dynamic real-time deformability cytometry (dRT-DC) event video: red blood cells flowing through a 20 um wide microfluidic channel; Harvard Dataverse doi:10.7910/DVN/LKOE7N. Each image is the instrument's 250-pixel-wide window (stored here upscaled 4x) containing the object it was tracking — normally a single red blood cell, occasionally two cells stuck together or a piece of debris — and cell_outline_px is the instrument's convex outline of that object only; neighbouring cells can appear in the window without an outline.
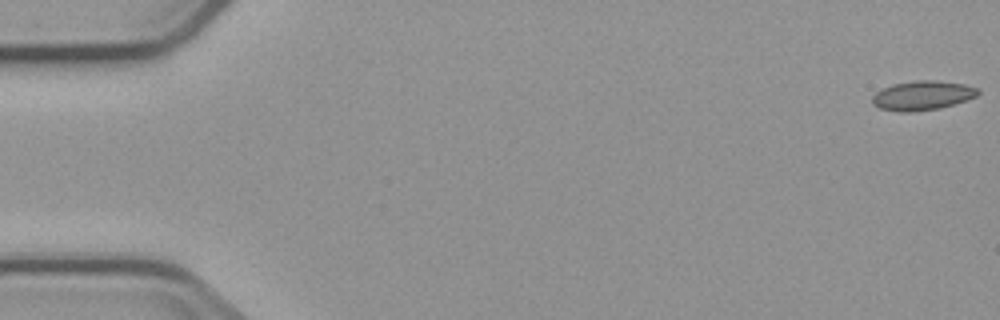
{"species": "common noctule bat (a hibernating species)", "species_latin": "Nyctalus noctula", "temperature_condition": "cold", "stored_images_in_passage": 4, "camera_frame_rate_fps": 3000, "um_per_image_px": 0.085, "animal": {"sex": "male", "body_mass_g": 23.1, "forearm_length_mm": 52.7}, "frame": {"image": 1, "passage_image": 1, "time_ms": 0.0, "image_size_px": [1000, 320], "cell_outline_px": [[980, 92], [976, 96], [940, 108], [912, 112], [896, 112], [880, 108], [872, 104], [872, 96], [876, 92], [892, 84], [916, 80], [936, 80], [964, 84], [980, 88]], "centroid_in_image_um": [78.39, 8.11], "position_along_channel_um": 6.6, "area_um2": 18.09}}